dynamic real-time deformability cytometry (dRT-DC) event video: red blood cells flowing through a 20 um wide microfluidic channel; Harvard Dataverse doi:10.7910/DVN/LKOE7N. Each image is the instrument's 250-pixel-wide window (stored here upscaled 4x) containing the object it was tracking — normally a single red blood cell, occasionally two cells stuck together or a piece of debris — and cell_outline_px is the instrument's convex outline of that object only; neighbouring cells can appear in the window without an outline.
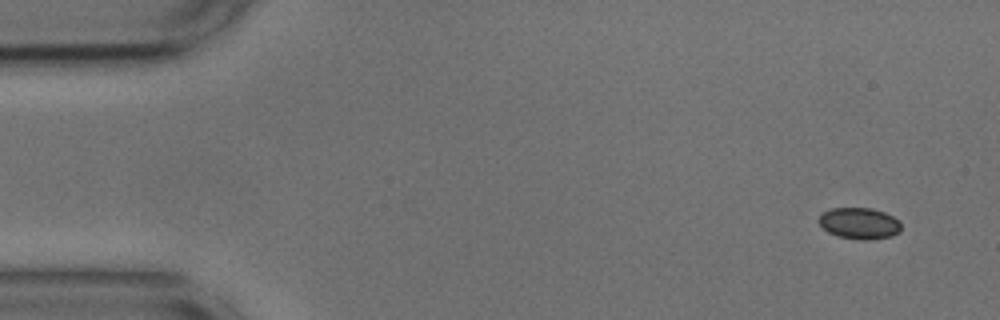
{"species": "common noctule bat (a hibernating species)", "species_latin": "Nyctalus noctula", "temperature_condition": "cold", "stored_images_in_passage": 6, "camera_frame_rate_fps": 3000, "um_per_image_px": 0.085, "animal": {"sex": "male", "body_mass_g": 17.9, "forearm_length_mm": 54.2}, "frame": {"image": 1, "passage_image": 1, "time_ms": 0.0, "image_size_px": [1000, 320], "cell_outline_px": [[900, 232], [892, 236], [868, 240], [860, 240], [836, 236], [828, 232], [816, 220], [824, 212], [832, 208], [872, 208], [884, 212], [900, 220]], "centroid_in_image_um": [73.05, 18.99], "position_along_channel_um": 11.9, "area_um2": 15.14}}